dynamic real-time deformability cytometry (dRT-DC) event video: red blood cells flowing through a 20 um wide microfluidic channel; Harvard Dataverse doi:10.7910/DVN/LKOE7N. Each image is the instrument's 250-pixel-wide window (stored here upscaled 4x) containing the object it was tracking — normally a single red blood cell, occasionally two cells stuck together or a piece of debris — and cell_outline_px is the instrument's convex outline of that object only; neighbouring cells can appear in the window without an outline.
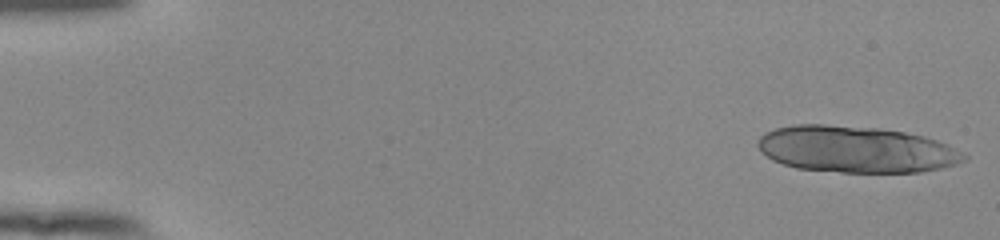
{"species": "human", "species_latin": "Homo sapiens", "temperature_condition": "room temperature", "stored_images_in_passage": 16, "camera_frame_rate_fps": 3000, "um_per_image_px": 0.085, "donor": {"sex": "female"}, "frame": {"image": 1, "passage_image": 1, "time_ms": 0.0, "image_size_px": [1000, 240], "cell_outline_px": [[968, 160], [956, 164], [940, 168], [920, 172], [840, 172], [796, 168], [772, 160], [760, 152], [756, 144], [760, 136], [764, 132], [776, 128], [796, 124], [824, 124], [880, 128], [904, 132], [924, 136], [936, 140], [956, 148], [964, 152], [968, 156]], "centroid_in_image_um": [72.75, 12.69], "position_along_channel_um": 12.2, "area_um2": 56.24}}